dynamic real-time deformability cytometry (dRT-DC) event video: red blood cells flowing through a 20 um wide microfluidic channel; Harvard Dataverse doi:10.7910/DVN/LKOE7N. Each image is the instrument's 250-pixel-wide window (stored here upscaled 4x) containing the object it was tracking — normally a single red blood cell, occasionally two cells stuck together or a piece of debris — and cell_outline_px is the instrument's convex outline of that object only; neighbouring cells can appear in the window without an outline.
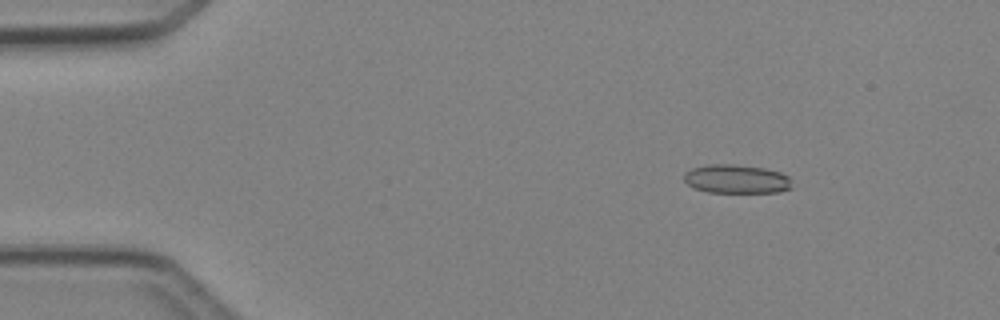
{"species": "Egyptian fruit bat (a non-hibernating species)", "species_latin": "Rousettus aegyptiacus", "temperature_condition": "cold", "stored_images_in_passage": 3, "camera_frame_rate_fps": 3000, "um_per_image_px": 0.085, "animal": {"sex": "female"}, "frame": {"image": 1, "passage_image": 1, "time_ms": 0.0, "image_size_px": [1000, 320], "cell_outline_px": [[792, 188], [776, 192], [708, 192], [696, 188], [688, 184], [684, 180], [684, 172], [692, 168], [708, 164], [732, 164], [764, 168], [780, 172], [788, 176]], "centroid_in_image_um": [62.58, 15.21], "position_along_channel_um": 22.4, "area_um2": 17.98}}